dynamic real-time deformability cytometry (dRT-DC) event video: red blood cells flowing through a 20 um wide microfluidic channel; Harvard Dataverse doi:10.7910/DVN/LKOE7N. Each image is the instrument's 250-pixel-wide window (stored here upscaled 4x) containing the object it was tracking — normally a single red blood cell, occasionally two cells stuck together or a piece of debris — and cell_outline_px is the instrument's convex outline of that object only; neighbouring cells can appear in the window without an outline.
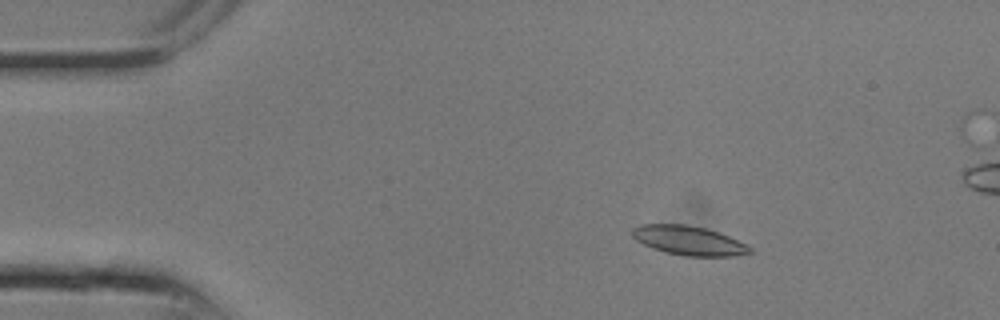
{"species": "common noctule bat (a hibernating species)", "species_latin": "Nyctalus noctula", "temperature_condition": "room temperature", "stored_images_in_passage": 16, "camera_frame_rate_fps": 3000, "um_per_image_px": 0.085, "animal": {"sex": "male", "body_mass_g": 13.3}, "frame": {"image": 1, "passage_image": 4, "time_ms": 1.0, "image_size_px": [1000, 320], "cell_outline_px": [[752, 252], [732, 256], [684, 256], [664, 252], [652, 248], [636, 240], [632, 236], [632, 228], [640, 224], [688, 224], [704, 228], [728, 236], [748, 244], [752, 248]], "centroid_in_image_um": [58.53, 20.44], "position_along_channel_um": 26.5, "area_um2": 20.06}}
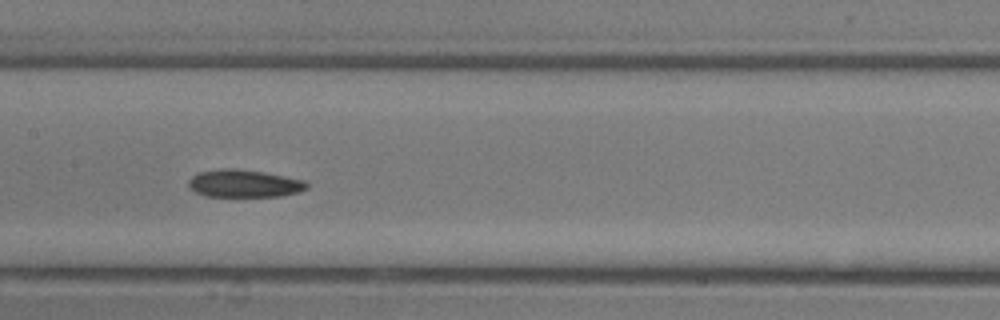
{"frame": {"image": 2, "passage_image": 12, "time_ms": 3.667, "image_size_px": [1000, 320], "cell_outline_px": [[308, 188], [300, 192], [280, 196], [208, 196], [196, 192], [188, 188], [188, 180], [192, 176], [200, 172], [220, 168], [236, 168], [264, 172], [304, 180], [308, 184]], "centroid_in_image_um": [20.75, 15.59], "position_along_channel_um": 186.7, "area_um2": 19.07}}
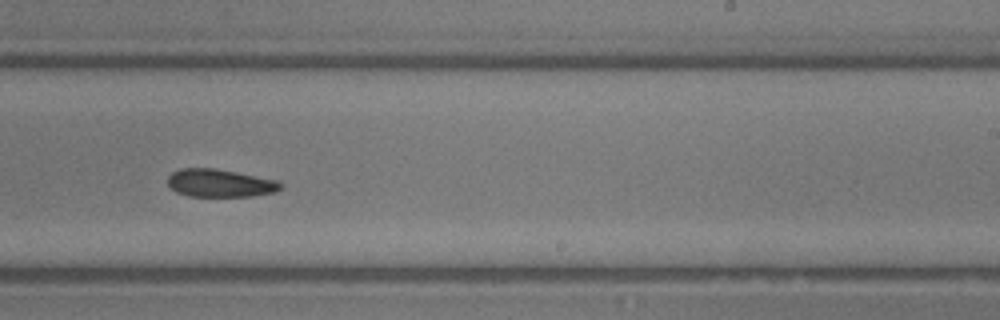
{"frame": {"image": 3, "passage_image": 15, "time_ms": 4.667, "image_size_px": [1000, 320], "cell_outline_px": [[280, 188], [276, 192], [252, 196], [188, 196], [176, 192], [168, 188], [168, 176], [172, 172], [180, 168], [216, 168], [276, 180], [280, 184]], "centroid_in_image_um": [18.63, 15.56], "position_along_channel_um": 270.4, "area_um2": 18.32}}